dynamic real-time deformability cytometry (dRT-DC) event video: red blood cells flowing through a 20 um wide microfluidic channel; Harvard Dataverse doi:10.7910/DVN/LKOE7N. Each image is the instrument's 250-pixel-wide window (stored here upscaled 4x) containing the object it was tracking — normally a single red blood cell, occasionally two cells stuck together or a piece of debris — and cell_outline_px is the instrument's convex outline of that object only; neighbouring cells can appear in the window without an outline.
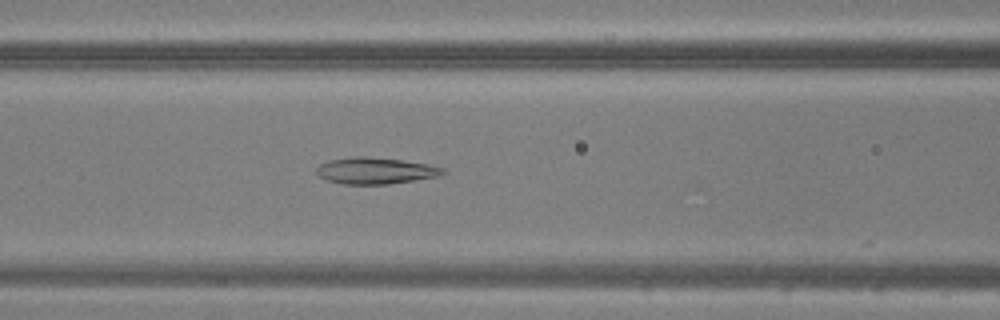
{"species": "common noctule bat (a hibernating species)", "species_latin": "Nyctalus noctula", "temperature_condition": "warm", "stored_images_in_passage": 44, "camera_frame_rate_fps": 3000, "um_per_image_px": 0.085, "animal": {"sex": "male", "body_mass_g": 20.5, "forearm_length_mm": 52.5}, "frame": {"image": 1, "passage_image": 17, "time_ms": 5.333, "image_size_px": [1000, 320], "cell_outline_px": [[448, 172], [440, 176], [388, 184], [344, 184], [328, 180], [320, 176], [316, 172], [316, 168], [320, 164], [328, 160], [352, 156], [364, 156], [400, 160], [428, 164], [444, 168]], "centroid_in_image_um": [31.92, 14.5], "position_along_channel_um": 134.7, "area_um2": 19.48}}
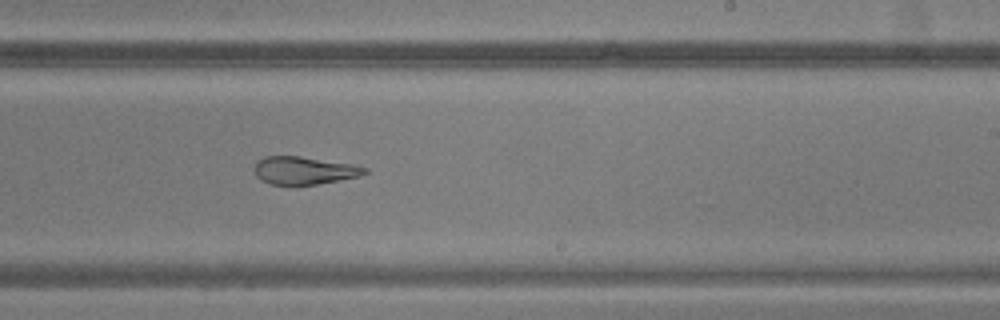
{"frame": {"image": 2, "passage_image": 26, "time_ms": 8.333, "image_size_px": [1000, 320], "cell_outline_px": [[368, 172], [360, 176], [316, 184], [268, 184], [260, 180], [256, 176], [256, 160], [264, 156], [300, 156], [352, 164], [368, 168]], "centroid_in_image_um": [25.84, 14.48], "position_along_channel_um": 263.2, "area_um2": 17.74}}
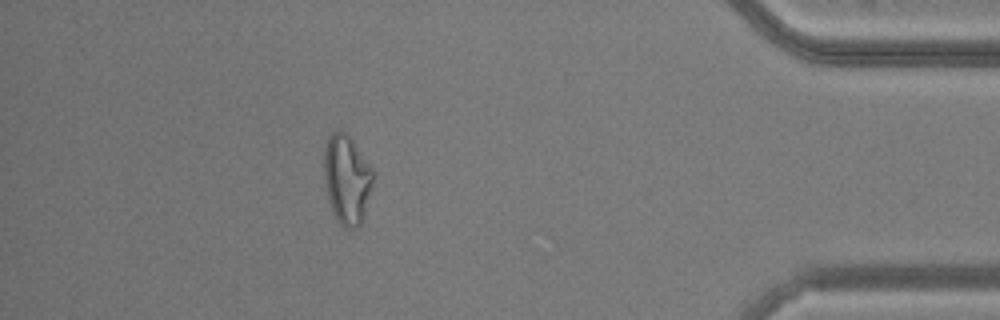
{"frame": {"image": 3, "passage_image": 39, "time_ms": 12.667, "image_size_px": [1000, 320], "cell_outline_px": [[372, 184], [364, 216], [360, 228], [344, 228], [336, 220], [328, 200], [324, 176], [324, 148], [328, 136], [332, 132], [340, 128], [352, 140], [372, 168]], "centroid_in_image_um": [29.46, 15.26], "position_along_channel_um": 405.7, "area_um2": 25.49}}